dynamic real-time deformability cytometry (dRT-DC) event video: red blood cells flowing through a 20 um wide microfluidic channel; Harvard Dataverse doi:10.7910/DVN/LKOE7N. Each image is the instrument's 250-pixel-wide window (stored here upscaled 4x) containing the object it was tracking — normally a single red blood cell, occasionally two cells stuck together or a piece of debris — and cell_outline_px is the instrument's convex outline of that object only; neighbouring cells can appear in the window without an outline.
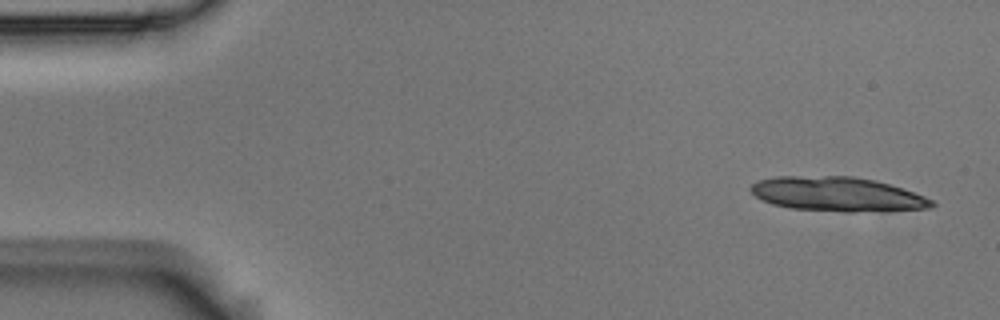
{"species": "Egyptian fruit bat (a non-hibernating species)", "species_latin": "Rousettus aegyptiacus", "temperature_condition": "room temperature", "stored_images_in_passage": 7, "camera_frame_rate_fps": 3000, "um_per_image_px": 0.085, "animal": {"sex": "male"}, "frame": {"image": 1, "passage_image": 1, "time_ms": 0.0, "image_size_px": [1000, 320], "cell_outline_px": [[936, 204], [932, 208], [852, 212], [844, 212], [792, 208], [772, 204], [756, 196], [748, 188], [756, 180], [776, 176], [852, 176], [876, 180], [904, 188], [924, 196], [932, 200]], "centroid_in_image_um": [71.17, 16.49], "position_along_channel_um": 13.8, "area_um2": 36.36}}
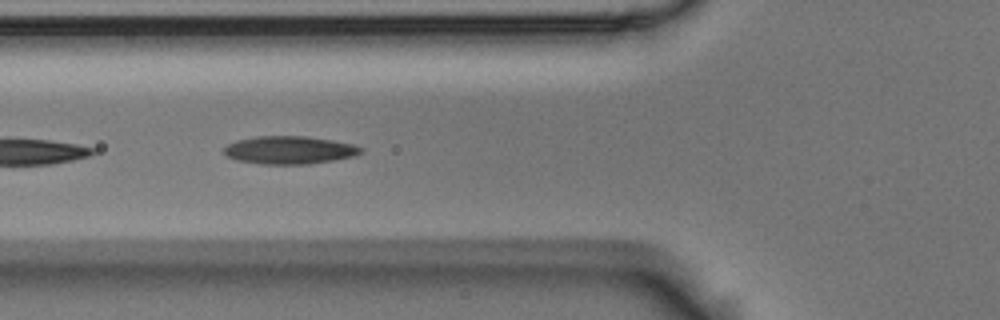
{"frame": {"image": 2, "passage_image": 6, "time_ms": 1.667, "image_size_px": [1000, 320], "cell_outline_px": [[364, 152], [356, 156], [308, 164], [260, 164], [236, 160], [228, 156], [224, 152], [224, 148], [228, 144], [236, 140], [256, 136], [308, 136], [332, 140], [352, 144], [364, 148]], "centroid_in_image_um": [24.62, 12.75], "position_along_channel_um": 101.2, "area_um2": 22.37}}
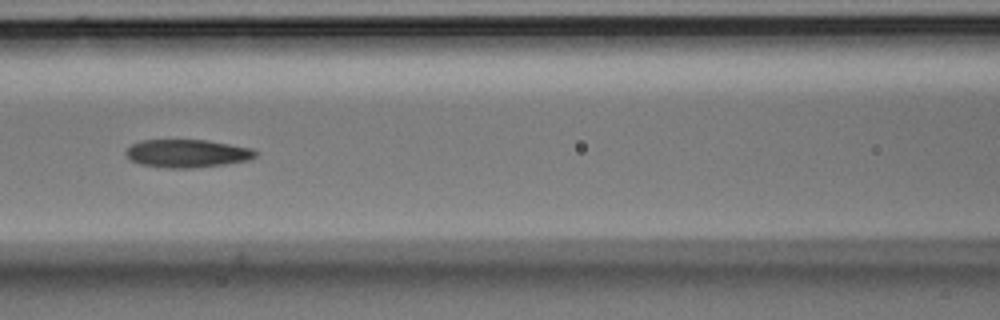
{"frame": {"image": 3, "passage_image": 7, "time_ms": 2.0, "image_size_px": [1000, 320], "cell_outline_px": [[256, 156], [248, 160], [224, 164], [192, 168], [164, 168], [140, 164], [132, 160], [124, 152], [132, 144], [140, 140], [208, 140], [252, 148], [256, 152]], "centroid_in_image_um": [15.9, 13.04], "position_along_channel_um": 150.7, "area_um2": 21.1}}